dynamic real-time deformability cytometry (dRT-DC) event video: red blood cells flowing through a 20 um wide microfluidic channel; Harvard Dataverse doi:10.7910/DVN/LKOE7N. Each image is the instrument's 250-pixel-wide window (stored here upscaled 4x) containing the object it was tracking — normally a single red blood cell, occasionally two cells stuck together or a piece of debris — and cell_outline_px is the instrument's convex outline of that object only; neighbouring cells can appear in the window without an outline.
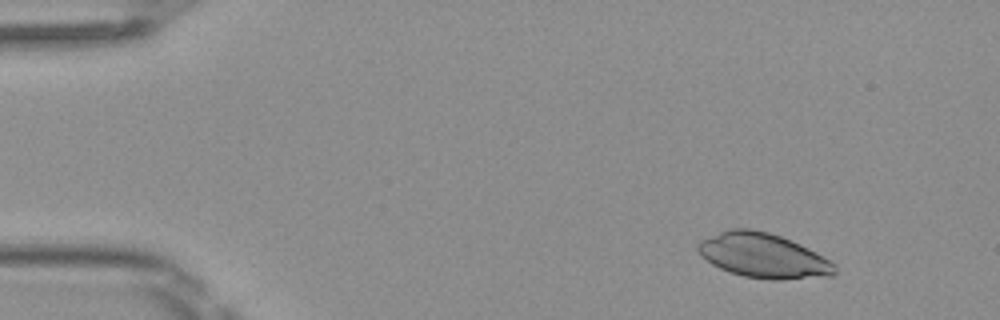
{"species": "Egyptian fruit bat (a non-hibernating species)", "species_latin": "Rousettus aegyptiacus", "temperature_condition": "room temperature", "stored_images_in_passage": 50, "camera_frame_rate_fps": 3000, "um_per_image_px": 0.085, "frame": {"image": 1, "passage_image": 6, "time_ms": 1.667, "image_size_px": [1000, 320], "cell_outline_px": [[836, 272], [832, 276], [780, 280], [772, 280], [744, 276], [720, 268], [712, 264], [700, 256], [696, 248], [696, 244], [700, 240], [728, 228], [752, 228], [768, 232], [780, 236], [800, 244], [816, 252], [836, 264]], "centroid_in_image_um": [64.86, 21.72], "position_along_channel_um": 20.1, "area_um2": 35.78}}
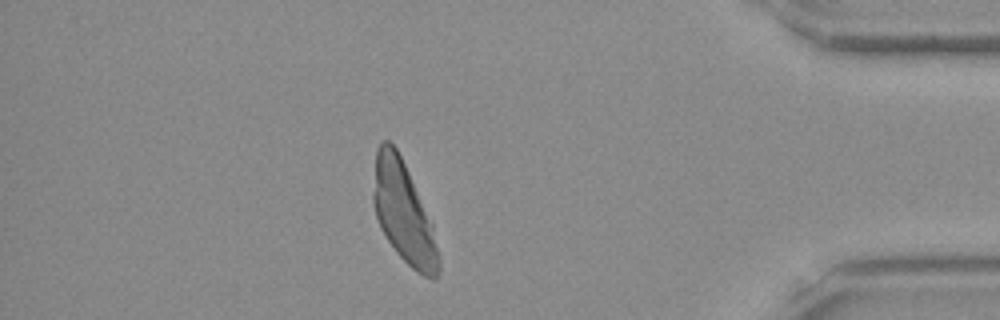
{"frame": {"image": 2, "passage_image": 44, "time_ms": 14.333, "image_size_px": [1000, 320], "cell_outline_px": [[440, 272], [436, 280], [432, 280], [416, 272], [396, 252], [380, 228], [372, 204], [372, 196], [376, 148], [384, 140], [388, 140], [396, 148], [408, 172], [432, 224], [440, 260]], "centroid_in_image_um": [34.29, 18.12], "position_along_channel_um": 400.9, "area_um2": 38.21}}